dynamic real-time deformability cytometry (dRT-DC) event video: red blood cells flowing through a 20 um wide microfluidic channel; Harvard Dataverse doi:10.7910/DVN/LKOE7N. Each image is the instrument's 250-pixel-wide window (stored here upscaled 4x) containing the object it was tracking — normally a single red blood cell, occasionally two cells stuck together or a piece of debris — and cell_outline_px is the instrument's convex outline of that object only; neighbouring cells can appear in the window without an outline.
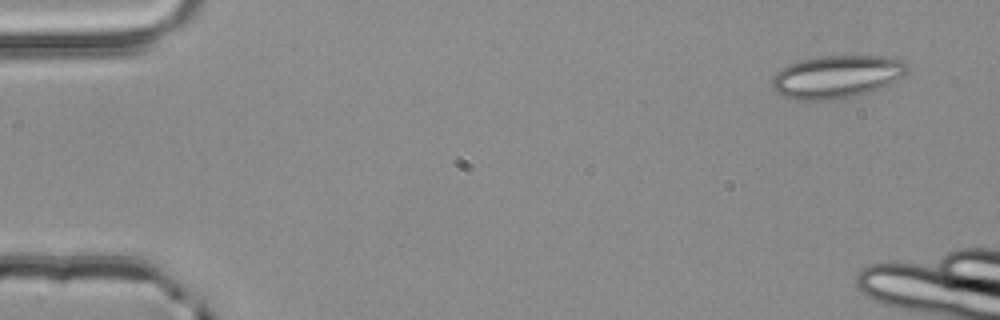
{"species": "common noctule bat (a hibernating species)", "species_latin": "Nyctalus noctula", "temperature_condition": "room temperature", "stored_images_in_passage": 3, "camera_frame_rate_fps": 3000, "um_per_image_px": 0.085, "animal": {"sex": "male", "body_mass_g": 20.4}, "frame": {"image": 1, "passage_image": 1, "time_ms": 0.0, "image_size_px": [1000, 320], "cell_outline_px": [[908, 72], [888, 84], [872, 92], [856, 96], [808, 104], [784, 96], [776, 92], [772, 88], [772, 80], [776, 72], [780, 68], [788, 64], [800, 60], [820, 56], [884, 56], [904, 60], [908, 64]], "centroid_in_image_um": [71.09, 6.55], "position_along_channel_um": 13.9, "area_um2": 34.51}}